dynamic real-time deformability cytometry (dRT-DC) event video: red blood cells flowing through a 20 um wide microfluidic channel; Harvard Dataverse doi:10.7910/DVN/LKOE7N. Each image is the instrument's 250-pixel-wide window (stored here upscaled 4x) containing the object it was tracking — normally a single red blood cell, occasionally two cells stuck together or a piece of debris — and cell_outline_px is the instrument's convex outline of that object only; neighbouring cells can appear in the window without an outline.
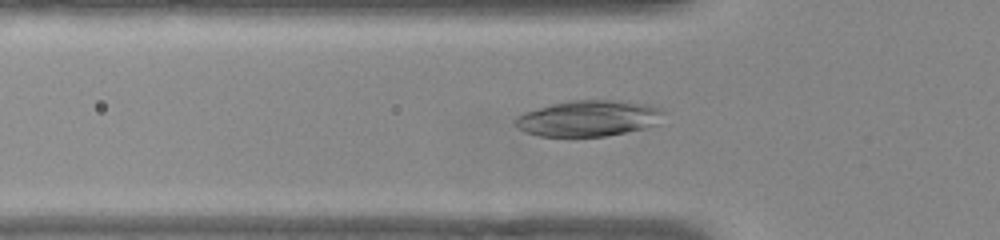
{"species": "common noctule bat (a hibernating species)", "species_latin": "Nyctalus noctula", "temperature_condition": "warm", "stored_images_in_passage": 52, "camera_frame_rate_fps": 3000, "um_per_image_px": 0.085, "animal": {"sex": "female", "body_mass_g": 22.0, "forearm_length_mm": 56.7}, "frame": {"image": 1, "passage_image": 16, "time_ms": 5.0, "image_size_px": [1000, 240], "cell_outline_px": [[664, 112], [656, 124], [644, 128], [604, 136], [540, 136], [528, 132], [520, 128], [516, 124], [516, 116], [524, 112], [552, 104], [568, 100], [612, 100], [648, 104], [660, 108]], "centroid_in_image_um": [50.03, 10.04], "position_along_channel_um": 75.8, "area_um2": 30.63}}
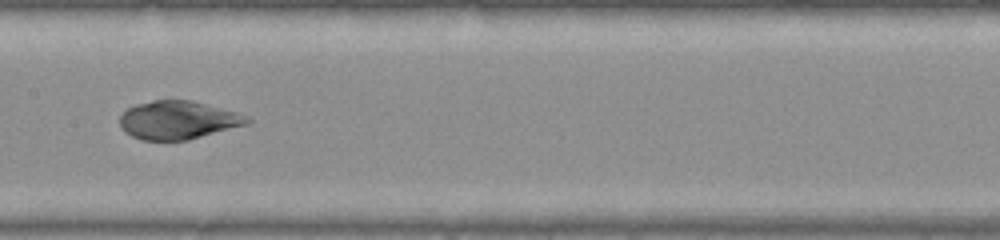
{"frame": {"image": 2, "passage_image": 25, "time_ms": 8.0, "image_size_px": [1000, 240], "cell_outline_px": [[252, 120], [248, 124], [188, 140], [140, 140], [132, 136], [120, 124], [120, 116], [128, 108], [136, 104], [152, 100], [192, 100], [236, 112], [248, 116]], "centroid_in_image_um": [15.16, 10.2], "position_along_channel_um": 192.2, "area_um2": 28.26}}
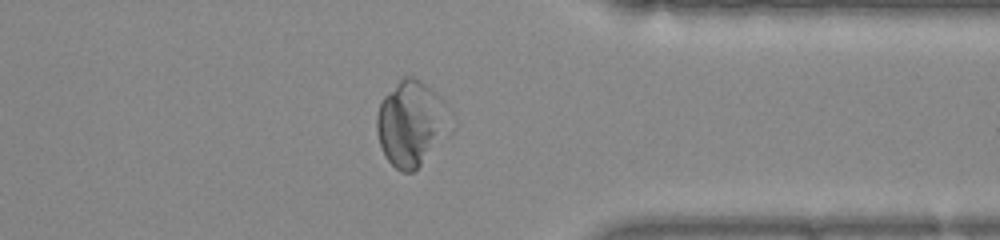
{"frame": {"image": 3, "passage_image": 40, "time_ms": 13.0, "image_size_px": [1000, 240], "cell_outline_px": [[444, 104], [436, 132], [420, 164], [412, 172], [404, 172], [396, 168], [388, 160], [380, 144], [376, 128], [376, 116], [380, 104], [384, 96], [404, 76], [416, 76], [436, 92], [444, 100]], "centroid_in_image_um": [34.71, 10.38], "position_along_channel_um": 376.7, "area_um2": 32.83}}